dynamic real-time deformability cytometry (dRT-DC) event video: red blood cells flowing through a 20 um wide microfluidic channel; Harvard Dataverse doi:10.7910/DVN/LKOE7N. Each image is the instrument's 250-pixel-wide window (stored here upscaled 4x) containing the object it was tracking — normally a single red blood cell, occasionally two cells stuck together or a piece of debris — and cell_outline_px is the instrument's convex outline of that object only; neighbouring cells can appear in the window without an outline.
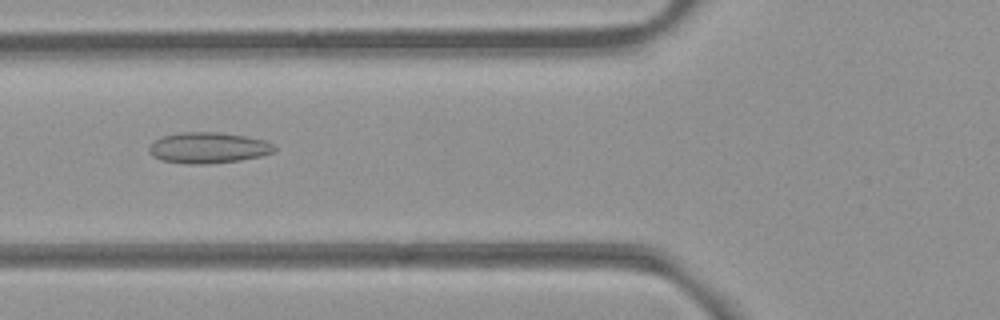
{"species": "common noctule bat (a hibernating species)", "species_latin": "Nyctalus noctula", "temperature_condition": "room temperature", "stored_images_in_passage": 54, "camera_frame_rate_fps": 3000, "um_per_image_px": 0.085, "animal": {"sex": "female", "body_mass_g": 21.9}, "frame": {"image": 1, "passage_image": 21, "time_ms": 6.667, "image_size_px": [1000, 320], "cell_outline_px": [[276, 148], [272, 152], [260, 156], [240, 160], [208, 164], [188, 164], [160, 160], [152, 156], [148, 152], [148, 148], [156, 140], [164, 136], [180, 132], [216, 132], [244, 136], [264, 140], [272, 144]], "centroid_in_image_um": [17.67, 12.57], "position_along_channel_um": 108.1, "area_um2": 22.43}}
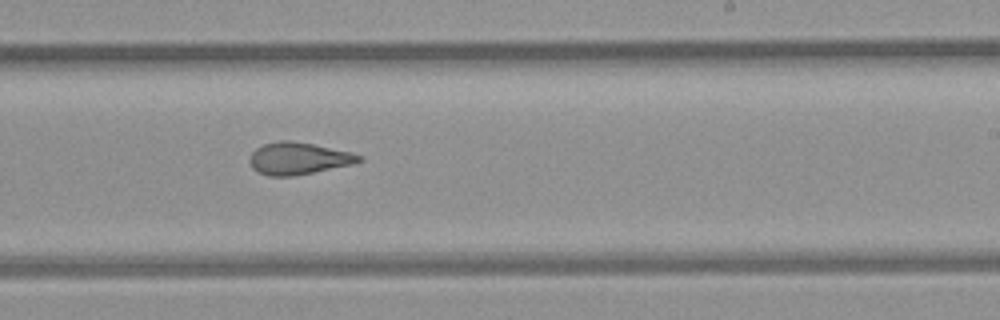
{"frame": {"image": 2, "passage_image": 33, "time_ms": 10.667, "image_size_px": [1000, 320], "cell_outline_px": [[364, 160], [352, 164], [292, 176], [268, 176], [256, 172], [252, 168], [248, 160], [248, 156], [256, 148], [264, 144], [276, 140], [292, 140], [352, 152], [364, 156]], "centroid_in_image_um": [25.33, 13.46], "position_along_channel_um": 263.7, "area_um2": 20.63}}
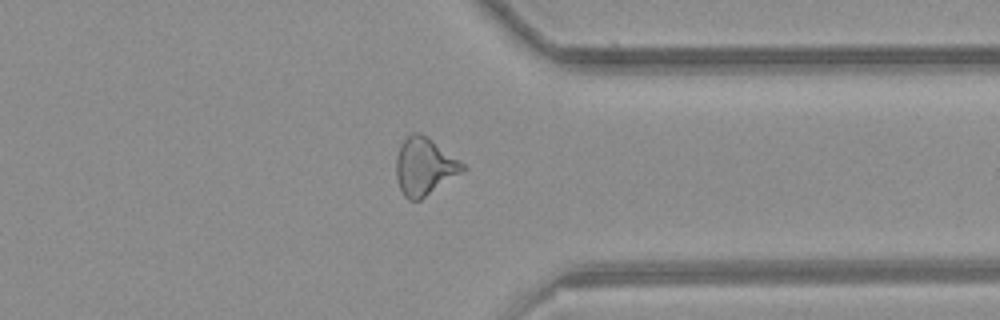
{"frame": {"image": 3, "passage_image": 42, "time_ms": 13.667, "image_size_px": [1000, 320], "cell_outline_px": [[468, 168], [420, 200], [408, 200], [404, 196], [400, 188], [396, 176], [396, 156], [400, 144], [412, 132], [420, 132], [428, 136], [464, 164]], "centroid_in_image_um": [36.06, 14.13], "position_along_channel_um": 375.3, "area_um2": 22.2}, "authors_computed_cell_mechanics": {"area_um2": 22.4264, "velocity_mm_per_s": 3.8757, "shape_relaxation_time_tau1_ms": null, "shape_relaxation_time_tau2_ms": 2.6511, "deformation_change_tau1": null, "deformation_change_tau2": 0.1116}}